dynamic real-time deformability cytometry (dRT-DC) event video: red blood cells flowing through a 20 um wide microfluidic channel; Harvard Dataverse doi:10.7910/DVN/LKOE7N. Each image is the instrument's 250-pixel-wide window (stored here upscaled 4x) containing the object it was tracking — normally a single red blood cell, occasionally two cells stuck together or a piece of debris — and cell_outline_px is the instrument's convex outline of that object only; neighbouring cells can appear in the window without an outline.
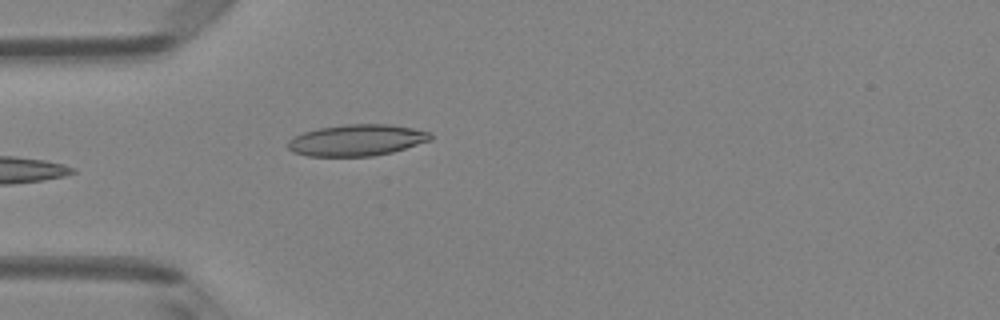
{"species": "Egyptian fruit bat (a non-hibernating species)", "species_latin": "Rousettus aegyptiacus", "temperature_condition": "room temperature", "stored_images_in_passage": 4, "camera_frame_rate_fps": 3000, "um_per_image_px": 0.085, "animal": {"sex": "female"}, "frame": {"image": 1, "passage_image": 4, "time_ms": 1.0, "image_size_px": [1000, 320], "cell_outline_px": [[432, 140], [392, 152], [372, 156], [308, 156], [296, 152], [288, 148], [288, 140], [292, 136], [304, 132], [320, 128], [348, 124], [388, 124], [412, 128], [432, 132]], "centroid_in_image_um": [30.35, 11.91], "position_along_channel_um": 54.6, "area_um2": 26.01}}